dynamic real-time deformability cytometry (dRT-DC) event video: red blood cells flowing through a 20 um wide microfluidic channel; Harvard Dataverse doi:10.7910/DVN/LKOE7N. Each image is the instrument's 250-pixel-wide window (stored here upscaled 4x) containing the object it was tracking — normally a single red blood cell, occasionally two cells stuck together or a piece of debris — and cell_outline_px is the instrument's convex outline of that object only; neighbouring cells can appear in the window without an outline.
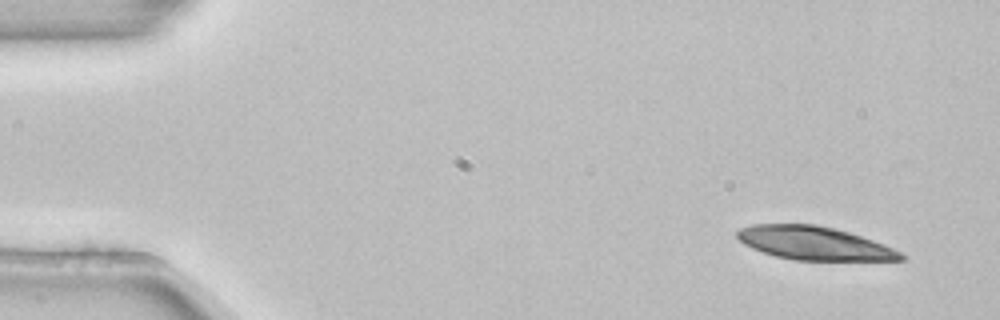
{"species": "common noctule bat (a hibernating species)", "species_latin": "Nyctalus noctula", "temperature_condition": "room temperature", "stored_images_in_passage": 5, "camera_frame_rate_fps": 3000, "um_per_image_px": 0.085, "animal": {"sex": "female", "body_mass_g": 22.7, "forearm_length_mm": 54.2}, "frame": {"image": 1, "passage_image": 1, "time_ms": 0.0, "image_size_px": [1000, 320], "cell_outline_px": [[908, 256], [904, 260], [796, 260], [776, 256], [752, 248], [744, 244], [736, 236], [736, 232], [740, 228], [752, 224], [816, 224], [836, 228], [872, 240], [892, 248]], "centroid_in_image_um": [69.2, 20.66], "position_along_channel_um": 15.8, "area_um2": 31.67}}